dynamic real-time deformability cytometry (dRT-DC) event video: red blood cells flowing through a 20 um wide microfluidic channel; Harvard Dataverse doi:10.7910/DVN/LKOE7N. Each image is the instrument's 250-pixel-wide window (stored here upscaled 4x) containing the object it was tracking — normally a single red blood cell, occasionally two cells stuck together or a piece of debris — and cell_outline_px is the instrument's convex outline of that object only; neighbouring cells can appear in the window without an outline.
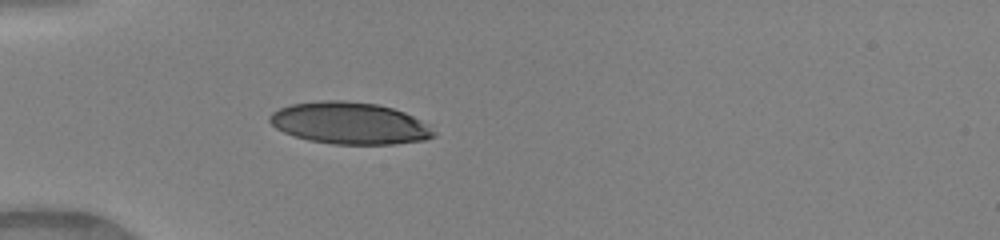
{"species": "human", "species_latin": "Homo sapiens", "temperature_condition": "warm", "stored_images_in_passage": 35, "camera_frame_rate_fps": 3000, "um_per_image_px": 0.085, "donor": {"sex": "female"}, "frame": {"image": 1, "passage_image": 1, "time_ms": 0.0, "image_size_px": [1000, 240], "cell_outline_px": [[436, 136], [424, 140], [396, 144], [332, 144], [308, 140], [284, 132], [276, 128], [268, 120], [268, 116], [272, 112], [280, 108], [292, 104], [324, 100], [344, 100], [376, 104], [392, 108], [404, 112], [420, 120], [436, 132]], "centroid_in_image_um": [29.71, 10.47], "position_along_channel_um": 55.3, "area_um2": 39.94}}
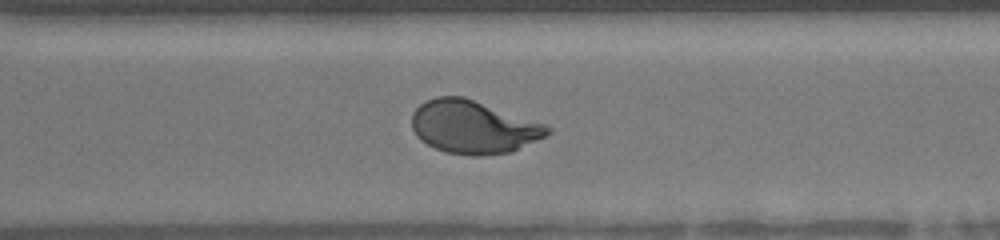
{"frame": {"image": 2, "passage_image": 22, "time_ms": 7.0, "image_size_px": [1000, 240], "cell_outline_px": [[552, 132], [544, 136], [508, 152], [480, 156], [472, 156], [444, 152], [420, 140], [416, 136], [412, 128], [412, 112], [420, 104], [436, 96], [464, 96], [544, 124], [552, 128]], "centroid_in_image_um": [40.18, 10.79], "position_along_channel_um": 330.4, "area_um2": 41.56}}
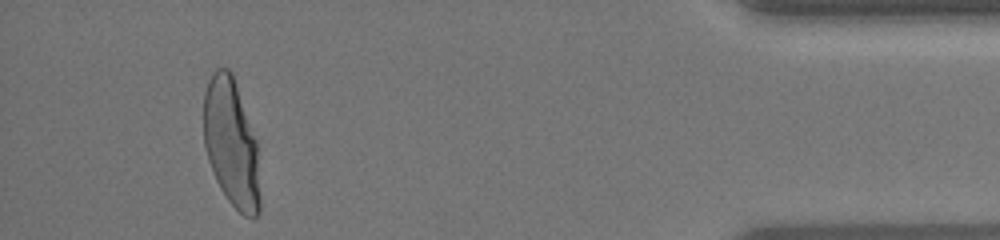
{"frame": {"image": 3, "passage_image": 32, "time_ms": 10.333, "image_size_px": [1000, 240], "cell_outline_px": [[260, 212], [252, 220], [244, 216], [228, 200], [220, 188], [216, 180], [208, 160], [204, 144], [204, 92], [208, 80], [212, 72], [216, 68], [228, 68], [232, 72], [256, 140], [260, 200]], "centroid_in_image_um": [19.65, 12.17], "position_along_channel_um": 415.5, "area_um2": 41.96}, "authors_computed_cell_mechanics": {"area_um2": 41.9628, "velocity_mm_per_s": 4.1153, "shape_relaxation_time_tau1_ms": 4.945, "shape_relaxation_time_tau2_ms": null, "deformation_change_tau1": 0.2213, "deformation_change_tau2": null}}